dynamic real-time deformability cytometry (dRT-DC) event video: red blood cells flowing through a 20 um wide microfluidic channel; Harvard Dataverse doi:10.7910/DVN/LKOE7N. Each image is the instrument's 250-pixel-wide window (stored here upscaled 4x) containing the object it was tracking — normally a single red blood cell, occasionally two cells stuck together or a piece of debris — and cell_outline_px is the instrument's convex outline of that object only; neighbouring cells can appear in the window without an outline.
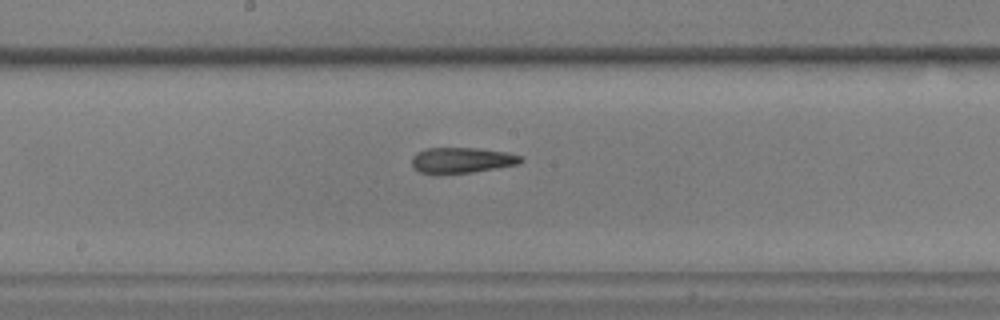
{"species": "common noctule bat (a hibernating species)", "species_latin": "Nyctalus noctula", "temperature_condition": "warm", "stored_images_in_passage": 28, "camera_frame_rate_fps": 3000, "um_per_image_px": 0.085, "animal": {"sex": "male", "body_mass_g": 17.9, "forearm_length_mm": 54.2}, "frame": {"image": 1, "passage_image": 13, "time_ms": 4.0, "image_size_px": [1000, 320], "cell_outline_px": [[524, 160], [520, 164], [472, 172], [436, 176], [420, 172], [412, 168], [412, 156], [416, 152], [424, 148], [476, 148], [508, 152], [520, 156]], "centroid_in_image_um": [39.19, 13.64], "position_along_channel_um": 209.0, "area_um2": 16.82}}
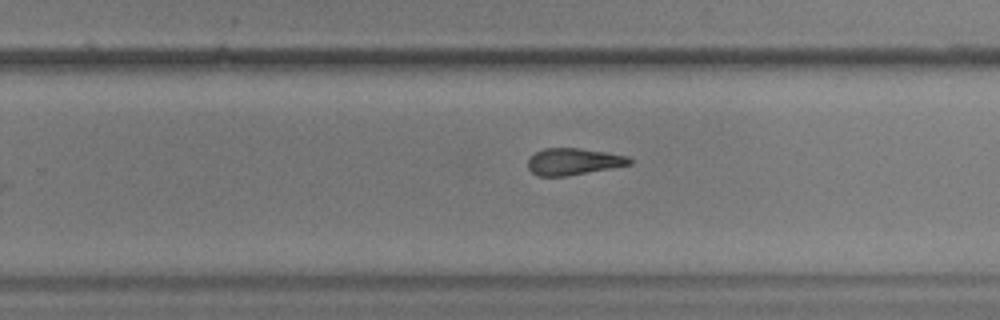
{"frame": {"image": 2, "passage_image": 19, "time_ms": 6.0, "image_size_px": [1000, 320], "cell_outline_px": [[632, 164], [612, 168], [568, 176], [536, 176], [528, 168], [528, 160], [536, 152], [544, 148], [580, 148], [608, 152], [628, 156], [632, 160]], "centroid_in_image_um": [48.76, 13.73], "position_along_channel_um": 281.0, "area_um2": 15.95}}
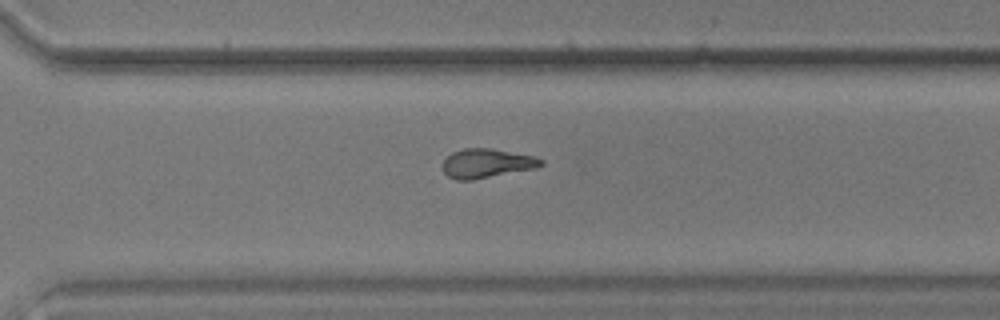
{"frame": {"image": 3, "passage_image": 23, "time_ms": 7.333, "image_size_px": [1000, 320], "cell_outline_px": [[544, 164], [536, 168], [472, 180], [456, 180], [448, 176], [444, 172], [444, 160], [452, 152], [464, 148], [492, 148], [532, 156], [544, 160]], "centroid_in_image_um": [41.37, 13.88], "position_along_channel_um": 329.2, "area_um2": 16.59}, "authors_computed_cell_mechanics": {"area_um2": 16.3863, "velocity_mm_per_s": 3.6162, "shape_relaxation_time_tau1_ms": null, "shape_relaxation_time_tau2_ms": 1.4693, "deformation_change_tau1": null, "deformation_change_tau2": 0.1117}}